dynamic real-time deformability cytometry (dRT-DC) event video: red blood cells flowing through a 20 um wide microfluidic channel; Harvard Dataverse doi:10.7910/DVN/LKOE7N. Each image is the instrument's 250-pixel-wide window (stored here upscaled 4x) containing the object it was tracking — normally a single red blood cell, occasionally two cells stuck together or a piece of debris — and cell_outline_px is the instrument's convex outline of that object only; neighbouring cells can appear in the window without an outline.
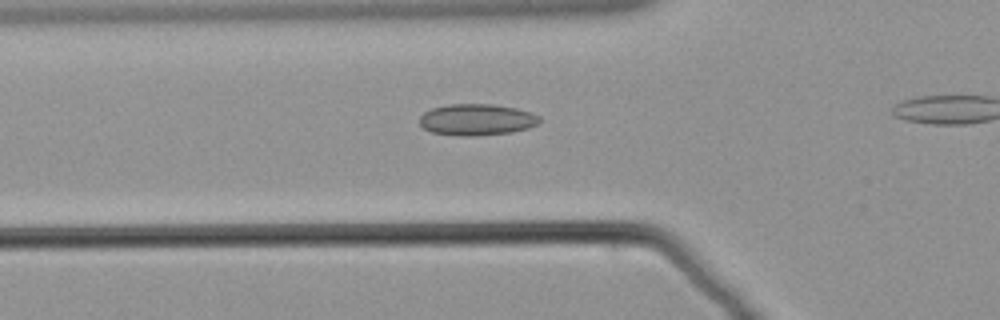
{"species": "common noctule bat (a hibernating species)", "species_latin": "Nyctalus noctula", "temperature_condition": "warm", "stored_images_in_passage": 20, "camera_frame_rate_fps": 3000, "um_per_image_px": 0.085, "animal": {"sex": "male", "body_mass_g": 21.5, "forearm_length_mm": 52.0}, "frame": {"image": 1, "passage_image": 4, "time_ms": 1.0, "image_size_px": [1000, 320], "cell_outline_px": [[540, 120], [536, 124], [528, 128], [512, 132], [476, 136], [456, 136], [432, 132], [424, 128], [420, 124], [420, 116], [424, 112], [432, 108], [448, 104], [492, 104], [516, 108], [528, 112], [536, 116]], "centroid_in_image_um": [40.47, 10.17], "position_along_channel_um": 85.3, "area_um2": 21.85}}
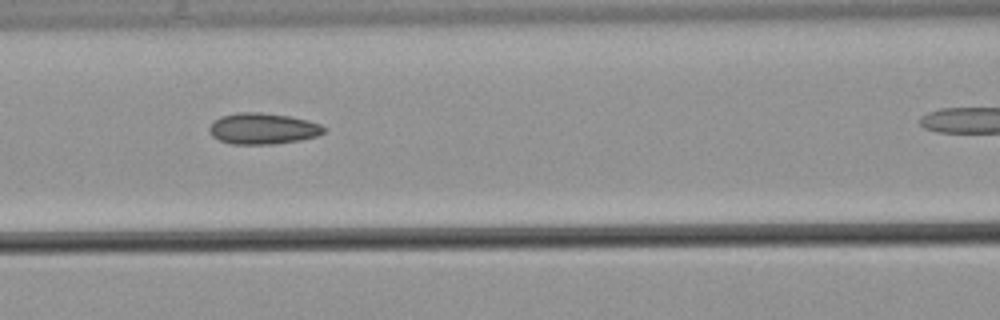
{"frame": {"image": 2, "passage_image": 9, "time_ms": 2.667, "image_size_px": [1000, 320], "cell_outline_px": [[328, 128], [324, 132], [316, 136], [300, 140], [272, 144], [232, 144], [220, 140], [212, 136], [208, 128], [212, 120], [220, 116], [236, 112], [260, 112], [288, 116], [308, 120], [320, 124]], "centroid_in_image_um": [22.32, 10.92], "position_along_channel_um": 144.3, "area_um2": 20.92}}
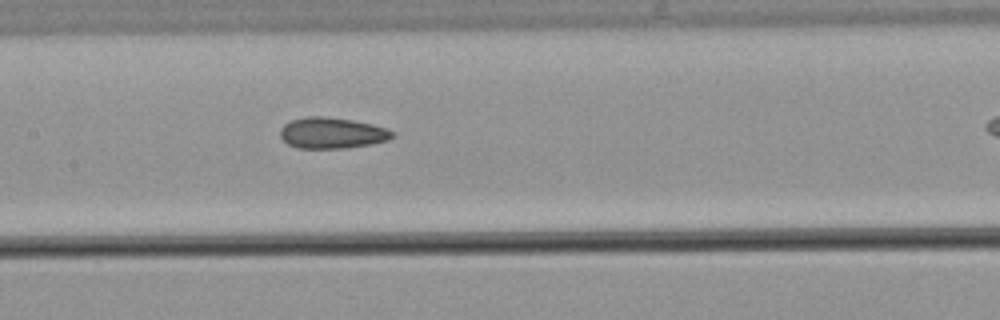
{"frame": {"image": 3, "passage_image": 12, "time_ms": 3.667, "image_size_px": [1000, 320], "cell_outline_px": [[396, 132], [388, 140], [348, 148], [296, 148], [288, 144], [280, 136], [280, 128], [284, 124], [292, 120], [308, 116], [324, 116], [352, 120], [372, 124]], "centroid_in_image_um": [28.19, 11.3], "position_along_channel_um": 179.2, "area_um2": 20.17}}